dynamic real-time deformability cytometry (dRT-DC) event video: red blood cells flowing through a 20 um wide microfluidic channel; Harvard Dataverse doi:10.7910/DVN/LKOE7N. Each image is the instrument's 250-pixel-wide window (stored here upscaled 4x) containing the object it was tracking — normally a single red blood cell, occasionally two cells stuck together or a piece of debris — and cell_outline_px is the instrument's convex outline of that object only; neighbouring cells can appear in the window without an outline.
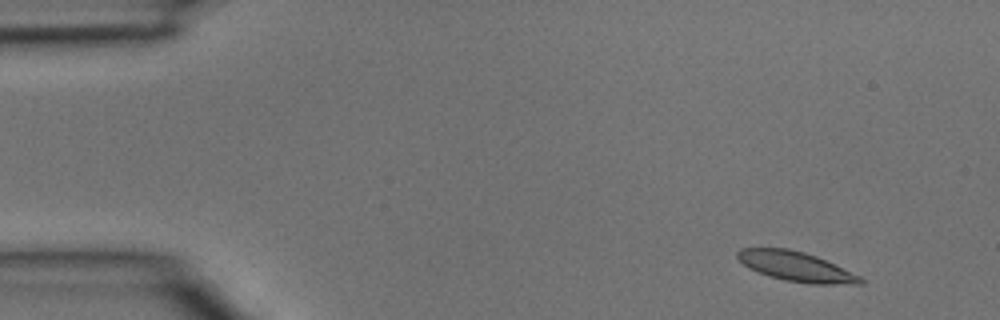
{"species": "common noctule bat (a hibernating species)", "species_latin": "Nyctalus noctula", "temperature_condition": "room temperature", "stored_images_in_passage": 3, "camera_frame_rate_fps": 3000, "um_per_image_px": 0.085, "animal": {"sex": "male", "body_mass_g": 15.6}, "frame": {"image": 1, "passage_image": 1, "time_ms": 0.0, "image_size_px": [1000, 320], "cell_outline_px": [[864, 284], [812, 284], [784, 280], [748, 268], [736, 256], [736, 252], [740, 248], [788, 248], [804, 252], [816, 256], [860, 276], [864, 280]], "centroid_in_image_um": [67.66, 22.65], "position_along_channel_um": 17.3, "area_um2": 20.98}}